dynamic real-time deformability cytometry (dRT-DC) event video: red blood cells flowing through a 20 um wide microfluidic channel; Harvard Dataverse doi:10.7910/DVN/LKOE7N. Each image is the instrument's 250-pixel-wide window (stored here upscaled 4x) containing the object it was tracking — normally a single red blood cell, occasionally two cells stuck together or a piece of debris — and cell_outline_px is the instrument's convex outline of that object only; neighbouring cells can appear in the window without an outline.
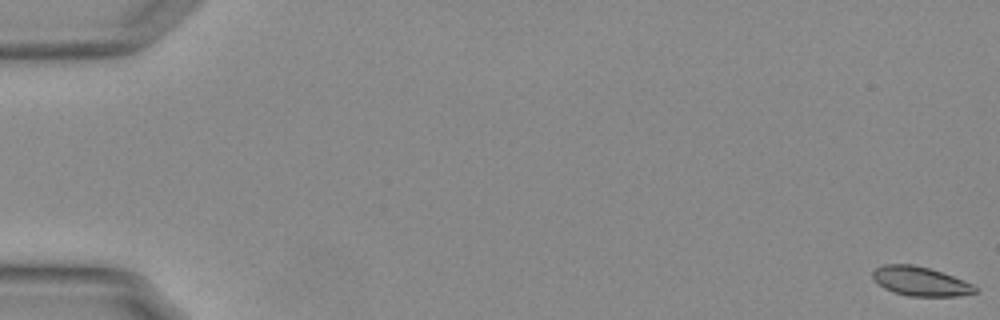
{"species": "Egyptian fruit bat (a non-hibernating species)", "species_latin": "Rousettus aegyptiacus", "temperature_condition": "warm", "stored_images_in_passage": 56, "camera_frame_rate_fps": 3000, "um_per_image_px": 0.085, "animal": {"sex": "female"}, "frame": {"image": 1, "passage_image": 1, "time_ms": 0.0, "image_size_px": [1000, 320], "cell_outline_px": [[980, 292], [956, 296], [908, 296], [884, 288], [872, 276], [872, 272], [876, 268], [884, 264], [912, 264], [928, 268], [952, 276], [972, 284]], "centroid_in_image_um": [78.24, 23.91], "position_along_channel_um": 6.8, "area_um2": 17.11}}
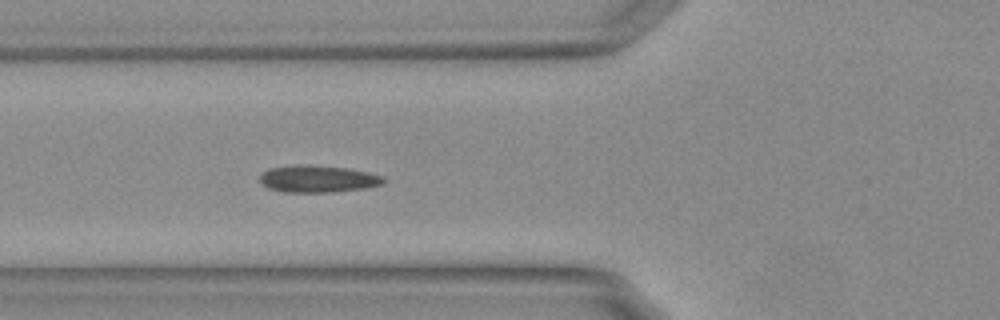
{"frame": {"image": 2, "passage_image": 22, "time_ms": 7.0, "image_size_px": [1000, 320], "cell_outline_px": [[384, 184], [364, 188], [332, 192], [284, 192], [268, 188], [260, 184], [260, 176], [264, 172], [272, 168], [296, 164], [348, 168], [368, 172], [380, 176], [384, 180]], "centroid_in_image_um": [26.99, 15.21], "position_along_channel_um": 98.8, "area_um2": 19.31}}
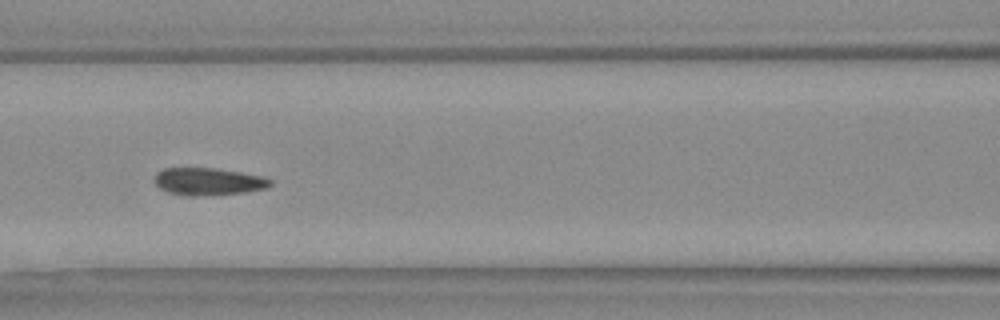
{"frame": {"image": 3, "passage_image": 26, "time_ms": 8.333, "image_size_px": [1000, 320], "cell_outline_px": [[272, 184], [268, 188], [244, 192], [196, 196], [184, 196], [168, 192], [160, 188], [152, 180], [156, 172], [164, 168], [216, 168], [264, 176], [272, 180]], "centroid_in_image_um": [17.69, 15.42], "position_along_channel_um": 148.9, "area_um2": 18.67}, "authors_computed_cell_mechanics": {"area_um2": 18.2648, "velocity_mm_per_s": 3.7426, "shape_relaxation_time_tau1_ms": null, "shape_relaxation_time_tau2_ms": 3.021, "deformation_change_tau1": null, "deformation_change_tau2": 0.061}}